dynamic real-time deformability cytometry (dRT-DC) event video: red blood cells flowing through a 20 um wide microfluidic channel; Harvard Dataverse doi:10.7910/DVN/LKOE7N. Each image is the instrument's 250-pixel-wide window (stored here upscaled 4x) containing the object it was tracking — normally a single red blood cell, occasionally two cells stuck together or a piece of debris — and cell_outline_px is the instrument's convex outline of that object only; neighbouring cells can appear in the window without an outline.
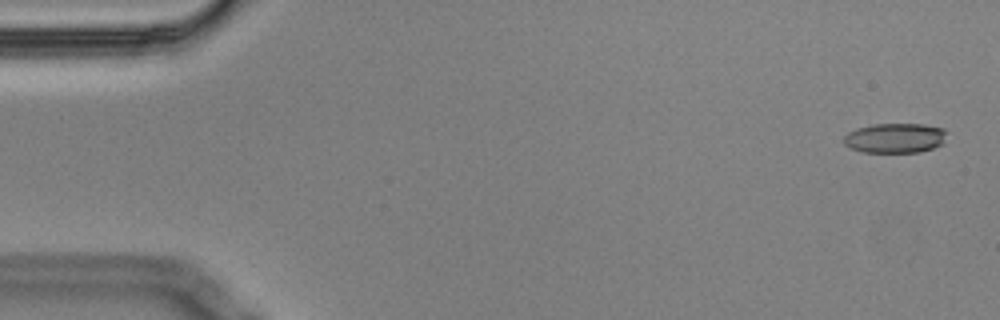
{"species": "Egyptian fruit bat (a non-hibernating species)", "species_latin": "Rousettus aegyptiacus", "temperature_condition": "cold", "stored_images_in_passage": 14, "camera_frame_rate_fps": 3000, "um_per_image_px": 0.085, "animal": {"sex": "male"}, "frame": {"image": 1, "passage_image": 2, "time_ms": 0.333, "image_size_px": [1000, 320], "cell_outline_px": [[944, 144], [920, 152], [864, 152], [852, 148], [844, 144], [844, 136], [848, 132], [856, 128], [872, 124], [924, 124], [944, 128]], "centroid_in_image_um": [76.07, 11.73], "position_along_channel_um": 8.9, "area_um2": 17.86}}